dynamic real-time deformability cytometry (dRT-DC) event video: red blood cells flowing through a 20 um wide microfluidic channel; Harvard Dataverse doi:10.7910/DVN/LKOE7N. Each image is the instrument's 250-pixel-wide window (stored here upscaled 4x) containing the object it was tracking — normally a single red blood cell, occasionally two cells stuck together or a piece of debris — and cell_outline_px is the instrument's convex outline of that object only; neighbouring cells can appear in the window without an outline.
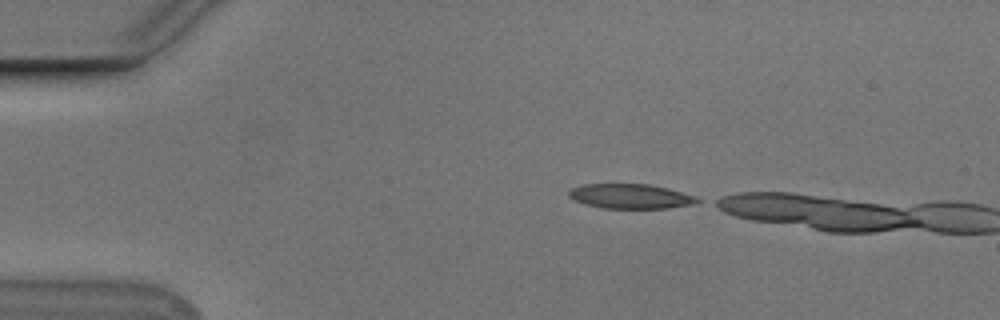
{"species": "Egyptian fruit bat (a non-hibernating species)", "species_latin": "Rousettus aegyptiacus", "temperature_condition": "cold", "stored_images_in_passage": 3, "camera_frame_rate_fps": 3000, "um_per_image_px": 0.085, "animal": {"sex": "male"}, "frame": {"image": 1, "passage_image": 1, "time_ms": 0.0, "image_size_px": [1000, 320], "cell_outline_px": [[704, 200], [696, 204], [668, 208], [604, 208], [588, 204], [576, 200], [568, 196], [568, 188], [580, 184], [652, 184], [668, 188], [696, 196]], "centroid_in_image_um": [53.64, 16.67], "position_along_channel_um": 31.4, "area_um2": 18.67}}